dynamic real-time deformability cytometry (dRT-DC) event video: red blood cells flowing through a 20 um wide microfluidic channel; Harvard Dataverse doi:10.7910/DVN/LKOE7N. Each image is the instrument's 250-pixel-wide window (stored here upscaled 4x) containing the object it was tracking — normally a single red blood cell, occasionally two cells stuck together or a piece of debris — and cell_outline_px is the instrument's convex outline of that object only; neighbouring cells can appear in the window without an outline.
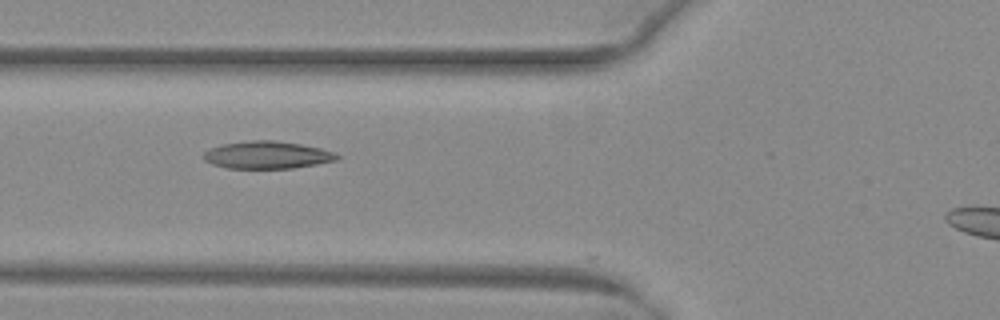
{"species": "common noctule bat (a hibernating species)", "species_latin": "Nyctalus noctula", "temperature_condition": "warm", "stored_images_in_passage": 35, "camera_frame_rate_fps": 3000, "um_per_image_px": 0.085, "animal": {"sex": "female", "body_mass_g": 29.2, "forearm_length_mm": 56.3}, "frame": {"image": 1, "passage_image": 8, "time_ms": 2.333, "image_size_px": [1000, 320], "cell_outline_px": [[340, 156], [336, 160], [316, 164], [292, 168], [228, 168], [212, 164], [204, 160], [204, 152], [208, 148], [224, 144], [252, 140], [272, 140], [300, 144], [320, 148], [336, 152]], "centroid_in_image_um": [22.7, 13.17], "position_along_channel_um": 103.1, "area_um2": 21.21}}
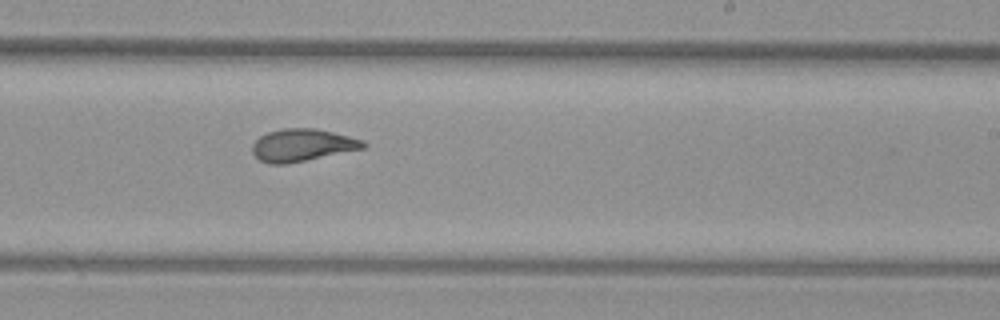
{"frame": {"image": 2, "passage_image": 20, "time_ms": 6.333, "image_size_px": [1000, 320], "cell_outline_px": [[368, 144], [364, 148], [288, 164], [268, 164], [260, 160], [252, 152], [252, 144], [260, 136], [268, 132], [284, 128], [316, 128], [364, 140]], "centroid_in_image_um": [25.68, 12.34], "position_along_channel_um": 263.3, "area_um2": 20.92}}
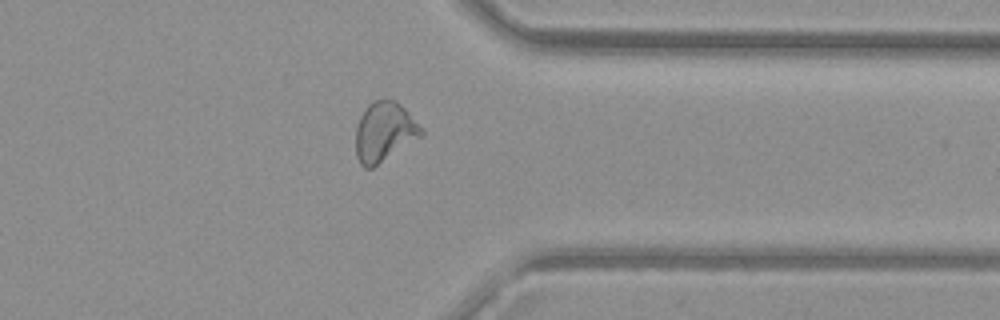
{"frame": {"image": 3, "passage_image": 29, "time_ms": 9.333, "image_size_px": [1000, 320], "cell_outline_px": [[424, 136], [372, 168], [364, 168], [360, 164], [356, 156], [356, 128], [360, 116], [364, 108], [372, 100], [392, 100], [400, 104], [424, 128]], "centroid_in_image_um": [32.69, 11.22], "position_along_channel_um": 378.7, "area_um2": 23.0}}